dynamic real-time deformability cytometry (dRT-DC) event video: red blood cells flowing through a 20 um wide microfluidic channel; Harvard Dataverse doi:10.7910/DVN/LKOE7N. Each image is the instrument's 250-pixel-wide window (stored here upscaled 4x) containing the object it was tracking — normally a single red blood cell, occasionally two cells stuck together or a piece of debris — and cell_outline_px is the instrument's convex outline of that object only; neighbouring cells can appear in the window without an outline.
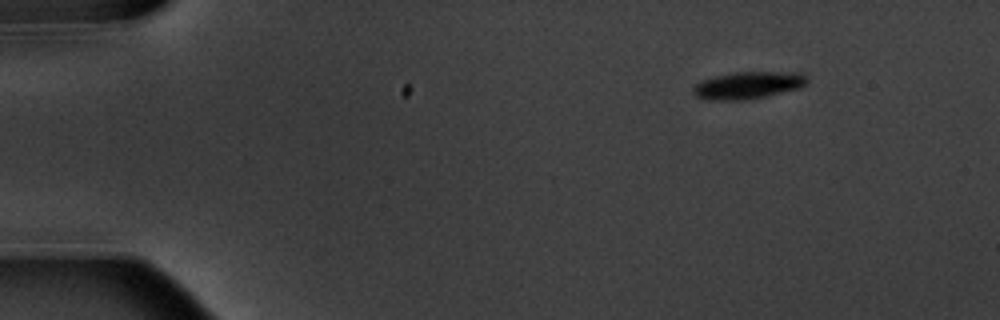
{"species": "common noctule bat (a hibernating species)", "species_latin": "Nyctalus noctula", "temperature_condition": "warm", "stored_images_in_passage": 5, "camera_frame_rate_fps": 3000, "um_per_image_px": 0.085, "animal": {"sex": "male", "body_mass_g": 20.1, "forearm_length_mm": 53.5}, "frame": {"image": 1, "passage_image": 1, "time_ms": 0.0, "image_size_px": [1000, 320], "cell_outline_px": [[808, 80], [800, 88], [764, 96], [744, 100], [708, 100], [696, 96], [692, 92], [692, 88], [696, 84], [704, 80], [716, 76], [736, 72], [800, 72]], "centroid_in_image_um": [63.56, 7.25], "position_along_channel_um": 21.4, "area_um2": 17.8}}
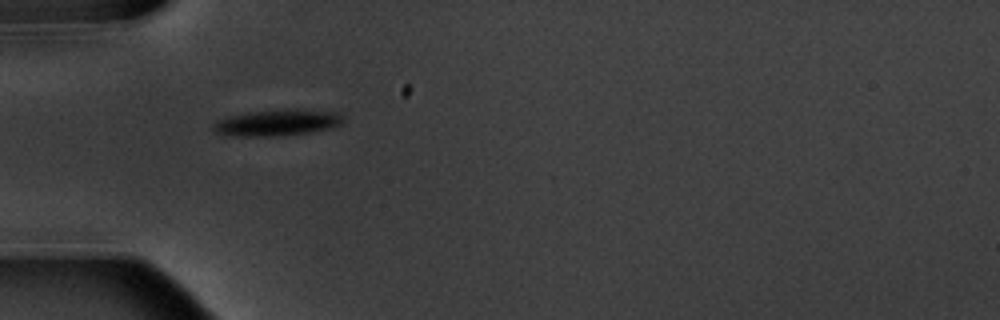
{"frame": {"image": 2, "passage_image": 4, "time_ms": 3.667, "image_size_px": [1000, 320], "cell_outline_px": [[344, 124], [332, 128], [312, 132], [276, 136], [228, 136], [216, 132], [212, 128], [212, 124], [216, 120], [228, 116], [248, 112], [340, 112], [344, 116]], "centroid_in_image_um": [23.52, 10.49], "position_along_channel_um": 61.5, "area_um2": 19.13}}